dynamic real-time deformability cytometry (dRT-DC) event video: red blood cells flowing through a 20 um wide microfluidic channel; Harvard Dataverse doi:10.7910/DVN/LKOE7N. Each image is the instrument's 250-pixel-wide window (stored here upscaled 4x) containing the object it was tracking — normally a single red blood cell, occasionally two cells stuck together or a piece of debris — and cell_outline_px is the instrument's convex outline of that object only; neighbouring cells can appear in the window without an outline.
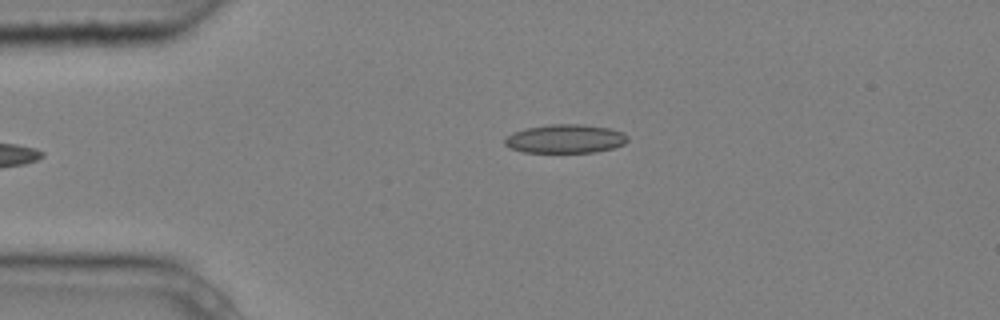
{"species": "common noctule bat (a hibernating species)", "species_latin": "Nyctalus noctula", "temperature_condition": "cold", "stored_images_in_passage": 5, "camera_frame_rate_fps": 3000, "um_per_image_px": 0.085, "animal": {"sex": "male", "body_mass_g": 20.4}, "frame": {"image": 1, "passage_image": 5, "time_ms": 1.333, "image_size_px": [1000, 320], "cell_outline_px": [[628, 140], [624, 144], [612, 148], [596, 152], [524, 152], [508, 148], [504, 144], [504, 140], [512, 132], [528, 128], [548, 124], [580, 124], [608, 128], [624, 132], [628, 136]], "centroid_in_image_um": [48.05, 11.8], "position_along_channel_um": 37.0, "area_um2": 20.58}}